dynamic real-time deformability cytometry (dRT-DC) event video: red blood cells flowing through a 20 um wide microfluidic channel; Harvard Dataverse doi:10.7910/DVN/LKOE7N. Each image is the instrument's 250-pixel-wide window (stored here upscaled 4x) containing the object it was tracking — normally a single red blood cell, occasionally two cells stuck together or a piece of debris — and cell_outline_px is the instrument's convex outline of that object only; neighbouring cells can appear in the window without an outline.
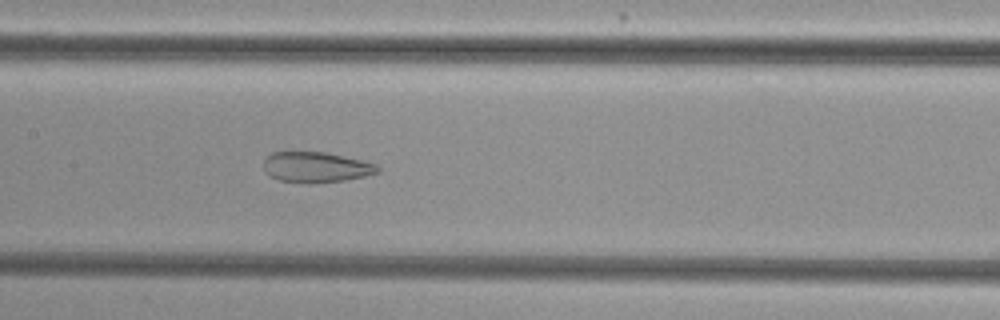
{"species": "common noctule bat (a hibernating species)", "species_latin": "Nyctalus noctula", "temperature_condition": "cold", "stored_images_in_passage": 37, "camera_frame_rate_fps": 3000, "um_per_image_px": 0.085, "animal": {"sex": "female", "body_mass_g": 29.2, "forearm_length_mm": 56.3}, "frame": {"image": 1, "passage_image": 9, "time_ms": 2.667, "image_size_px": [1000, 320], "cell_outline_px": [[380, 172], [364, 176], [344, 180], [308, 184], [280, 180], [268, 176], [264, 172], [264, 160], [272, 152], [328, 152], [376, 164], [380, 168]], "centroid_in_image_um": [26.84, 14.21], "position_along_channel_um": 180.6, "area_um2": 20.35}}
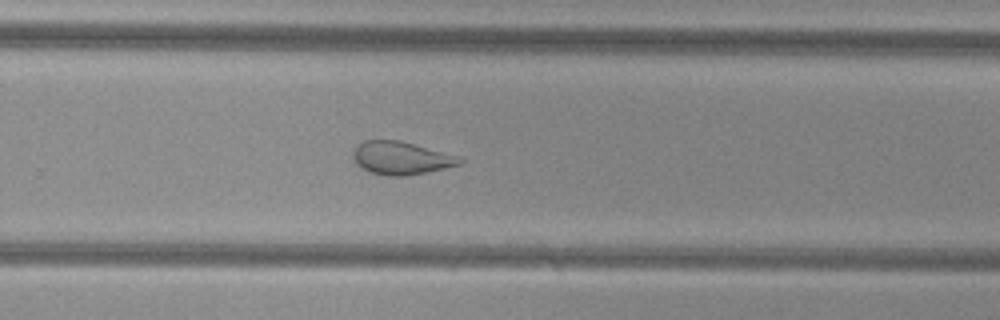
{"frame": {"image": 2, "passage_image": 18, "time_ms": 5.667, "image_size_px": [1000, 320], "cell_outline_px": [[464, 160], [460, 164], [428, 172], [404, 176], [388, 176], [368, 172], [360, 168], [356, 164], [352, 156], [352, 152], [356, 144], [364, 140], [400, 140], [456, 156]], "centroid_in_image_um": [34.0, 13.44], "position_along_channel_um": 295.8, "area_um2": 20.52}}
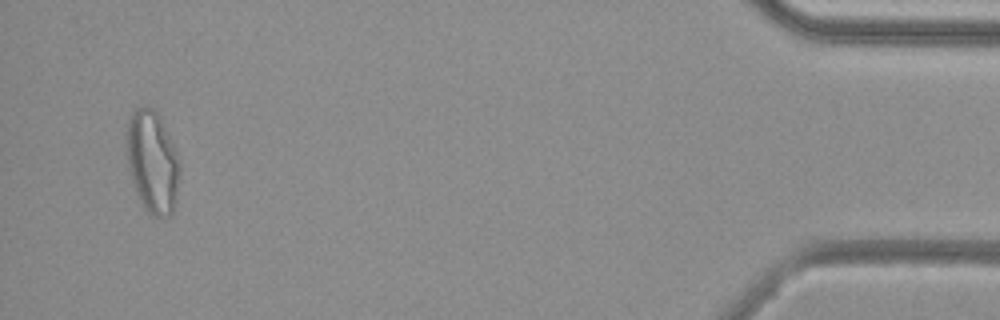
{"frame": {"image": 3, "passage_image": 34, "time_ms": 11.0, "image_size_px": [1000, 320], "cell_outline_px": [[180, 180], [176, 204], [172, 216], [152, 216], [140, 204], [132, 184], [128, 168], [128, 120], [132, 112], [136, 108], [152, 108], [160, 116], [180, 156]], "centroid_in_image_um": [13.01, 13.83], "position_along_channel_um": 422.2, "area_um2": 32.19}}